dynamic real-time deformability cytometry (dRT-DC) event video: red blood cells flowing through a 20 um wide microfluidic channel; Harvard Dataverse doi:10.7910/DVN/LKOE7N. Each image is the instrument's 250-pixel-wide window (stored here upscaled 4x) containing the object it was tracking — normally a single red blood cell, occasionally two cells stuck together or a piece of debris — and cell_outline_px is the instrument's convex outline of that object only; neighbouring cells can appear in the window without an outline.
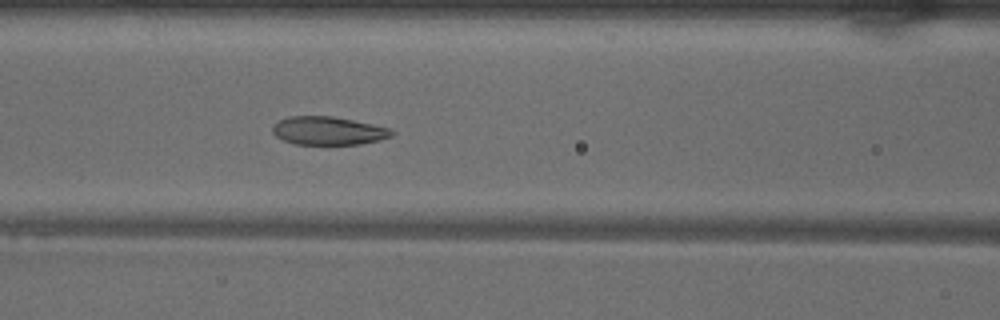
{"species": "common noctule bat (a hibernating species)", "species_latin": "Nyctalus noctula", "temperature_condition": "warm", "stored_images_in_passage": 43, "camera_frame_rate_fps": 3000, "um_per_image_px": 0.085, "animal": {"sex": "male", "body_mass_g": 18.8}, "frame": {"image": 1, "passage_image": 14, "time_ms": 4.333, "image_size_px": [1000, 320], "cell_outline_px": [[392, 136], [380, 140], [360, 144], [296, 144], [284, 140], [276, 136], [272, 132], [272, 124], [288, 116], [332, 116], [392, 128]], "centroid_in_image_um": [27.89, 11.11], "position_along_channel_um": 138.7, "area_um2": 19.59}}
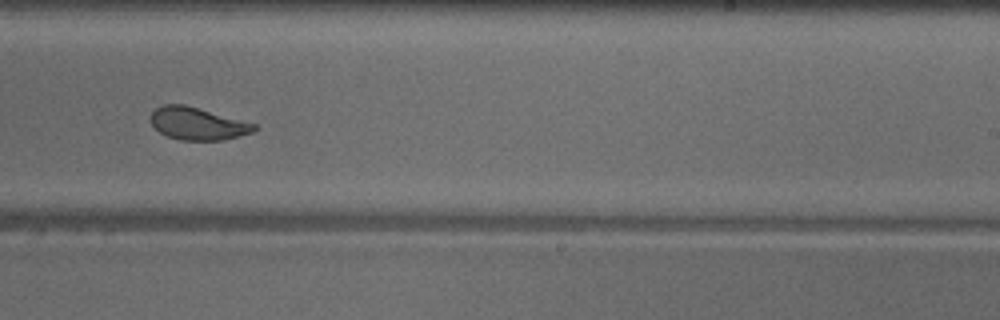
{"frame": {"image": 2, "passage_image": 24, "time_ms": 7.667, "image_size_px": [1000, 320], "cell_outline_px": [[256, 128], [252, 132], [240, 136], [224, 140], [180, 140], [168, 136], [160, 132], [152, 124], [152, 112], [156, 108], [164, 104], [184, 104], [256, 124]], "centroid_in_image_um": [16.8, 10.51], "position_along_channel_um": 272.2, "area_um2": 19.31}}
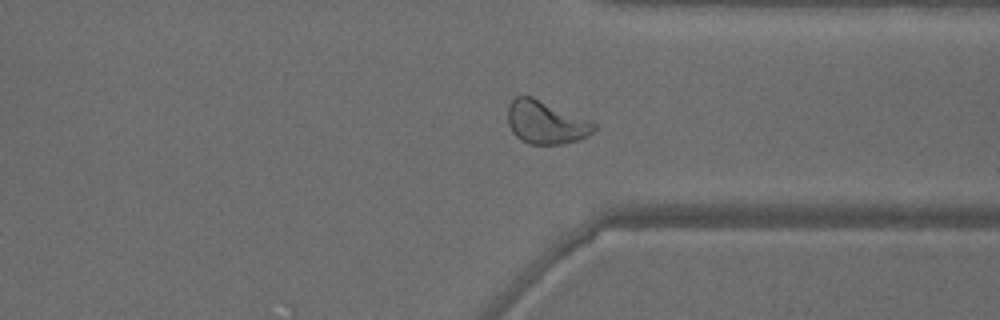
{"frame": {"image": 3, "passage_image": 31, "time_ms": 10.0, "image_size_px": [1000, 320], "cell_outline_px": [[596, 128], [588, 136], [580, 140], [564, 144], [528, 144], [520, 140], [512, 132], [508, 124], [508, 104], [516, 96], [532, 96], [592, 120], [596, 124]], "centroid_in_image_um": [46.42, 10.4], "position_along_channel_um": 365.0, "area_um2": 22.02}, "authors_computed_cell_mechanics": {"area_um2": 21.964, "velocity_mm_per_s": 4.0147, "shape_relaxation_time_tau1_ms": 5.592, "shape_relaxation_time_tau2_ms": 1.5223, "deformation_change_tau1": 0.1689, "deformation_change_tau2": 0.057}}